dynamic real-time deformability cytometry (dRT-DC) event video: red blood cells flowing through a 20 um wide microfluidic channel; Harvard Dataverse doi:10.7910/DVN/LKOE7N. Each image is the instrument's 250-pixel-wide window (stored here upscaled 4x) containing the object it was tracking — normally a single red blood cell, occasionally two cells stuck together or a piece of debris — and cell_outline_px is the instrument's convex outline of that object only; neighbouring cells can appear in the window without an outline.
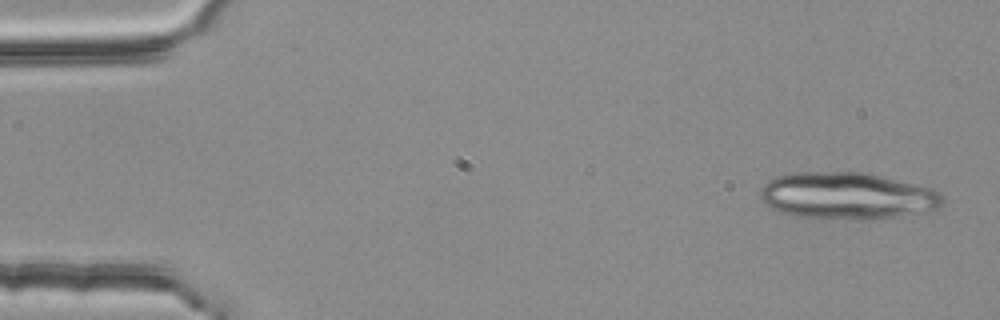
{"species": "common noctule bat (a hibernating species)", "species_latin": "Nyctalus noctula", "temperature_condition": "room temperature", "stored_images_in_passage": 4, "camera_frame_rate_fps": 3000, "um_per_image_px": 0.085, "animal": {"sex": "female", "body_mass_g": 25.1}, "frame": {"image": 1, "passage_image": 1, "time_ms": 0.0, "image_size_px": [1000, 320], "cell_outline_px": [[944, 204], [936, 212], [864, 220], [796, 216], [780, 212], [764, 204], [760, 200], [760, 188], [768, 180], [776, 176], [796, 172], [864, 172], [932, 188], [940, 192], [944, 196]], "centroid_in_image_um": [72.07, 16.66], "position_along_channel_um": 12.9, "area_um2": 50.52}}